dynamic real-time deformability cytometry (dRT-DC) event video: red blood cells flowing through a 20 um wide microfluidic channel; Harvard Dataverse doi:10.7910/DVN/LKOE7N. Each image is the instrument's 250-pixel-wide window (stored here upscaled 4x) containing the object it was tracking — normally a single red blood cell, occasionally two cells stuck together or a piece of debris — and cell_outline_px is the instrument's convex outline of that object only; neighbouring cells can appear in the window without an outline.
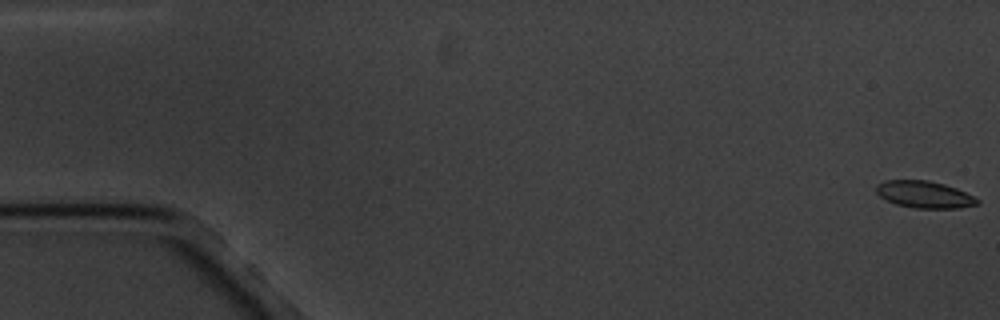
{"species": "common noctule bat (a hibernating species)", "species_latin": "Nyctalus noctula", "temperature_condition": "cold", "stored_images_in_passage": 8, "camera_frame_rate_fps": 3000, "um_per_image_px": 0.085, "animal": {"sex": "male", "body_mass_g": 20.1, "forearm_length_mm": 53.5}, "frame": {"image": 1, "passage_image": 1, "time_ms": 0.0, "image_size_px": [1000, 320], "cell_outline_px": [[980, 204], [960, 208], [912, 208], [896, 204], [880, 196], [876, 192], [876, 184], [884, 180], [928, 180], [944, 184], [956, 188], [980, 200]], "centroid_in_image_um": [78.57, 16.53], "position_along_channel_um": 6.4, "area_um2": 15.9}}
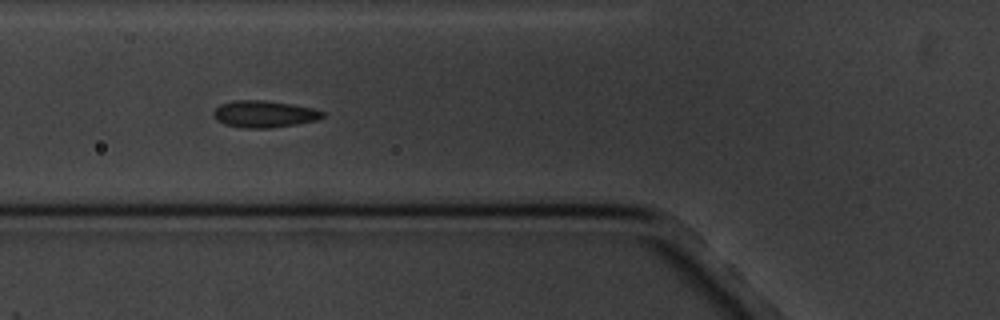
{"frame": {"image": 2, "passage_image": 7, "time_ms": 7.0, "image_size_px": [1000, 320], "cell_outline_px": [[324, 116], [316, 120], [296, 124], [268, 128], [240, 128], [224, 124], [216, 120], [212, 116], [212, 112], [220, 104], [236, 100], [264, 100], [292, 104], [312, 108], [324, 112]], "centroid_in_image_um": [22.4, 9.69], "position_along_channel_um": 103.4, "area_um2": 17.11}}
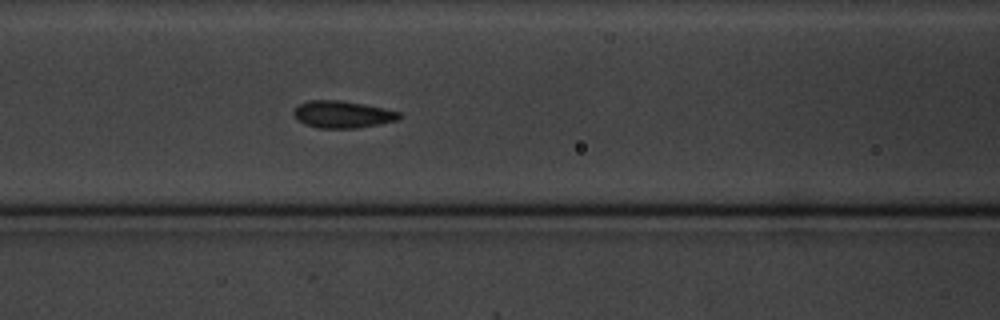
{"frame": {"image": 3, "passage_image": 8, "time_ms": 8.0, "image_size_px": [1000, 320], "cell_outline_px": [[400, 116], [396, 120], [356, 128], [316, 128], [304, 124], [296, 120], [292, 116], [292, 112], [300, 104], [308, 100], [340, 100], [364, 104], [384, 108], [400, 112]], "centroid_in_image_um": [29.03, 9.72], "position_along_channel_um": 137.6, "area_um2": 16.65}}